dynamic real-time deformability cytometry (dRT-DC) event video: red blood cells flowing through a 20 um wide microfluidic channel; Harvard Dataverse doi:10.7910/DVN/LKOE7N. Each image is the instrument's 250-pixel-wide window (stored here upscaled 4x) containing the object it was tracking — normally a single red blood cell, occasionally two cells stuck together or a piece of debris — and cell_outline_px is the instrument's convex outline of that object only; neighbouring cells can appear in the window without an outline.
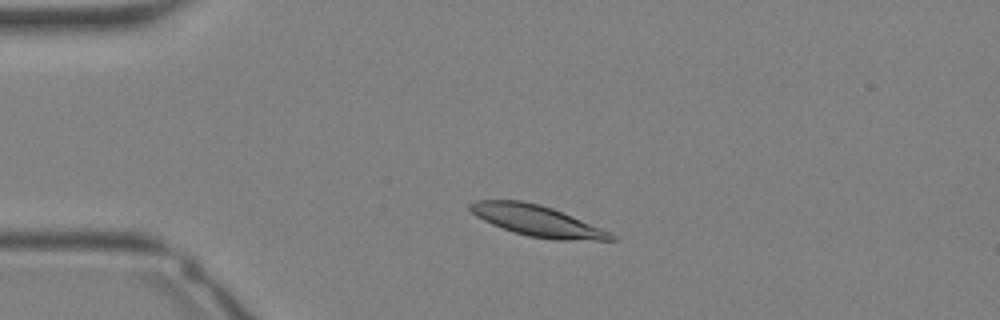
{"species": "Egyptian fruit bat (a non-hibernating species)", "species_latin": "Rousettus aegyptiacus", "temperature_condition": "warm", "stored_images_in_passage": 32, "camera_frame_rate_fps": 3000, "um_per_image_px": 0.085, "animal": {"sex": "female"}, "frame": {"image": 1, "passage_image": 5, "time_ms": 1.333, "image_size_px": [1000, 320], "cell_outline_px": [[616, 240], [556, 240], [528, 236], [512, 232], [492, 224], [476, 216], [468, 208], [468, 204], [476, 200], [520, 200], [540, 204], [552, 208], [612, 232], [616, 236]], "centroid_in_image_um": [45.66, 18.77], "position_along_channel_um": 39.3, "area_um2": 25.43}}
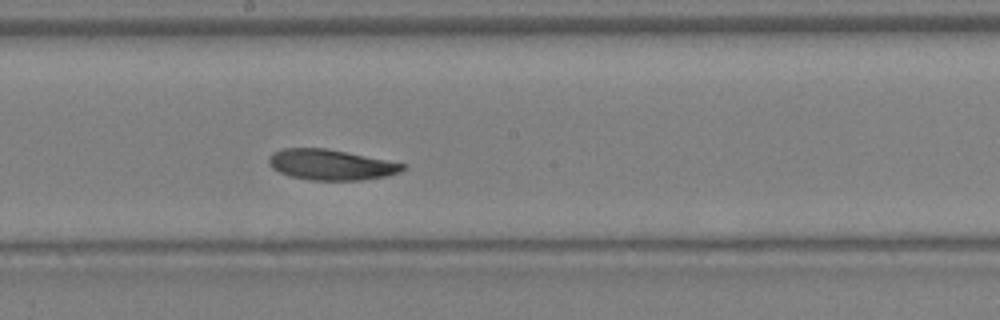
{"frame": {"image": 2, "passage_image": 16, "time_ms": 5.0, "image_size_px": [1000, 320], "cell_outline_px": [[404, 168], [400, 172], [384, 176], [360, 180], [312, 180], [288, 176], [272, 168], [268, 164], [268, 156], [272, 152], [280, 148], [328, 148], [404, 164]], "centroid_in_image_um": [28.03, 13.99], "position_along_channel_um": 220.2, "area_um2": 23.76}}
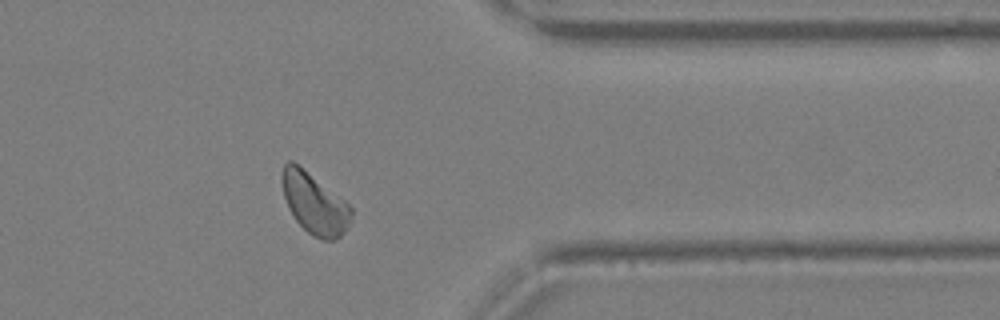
{"frame": {"image": 3, "passage_image": 25, "time_ms": 8.0, "image_size_px": [1000, 320], "cell_outline_px": [[352, 212], [348, 224], [340, 236], [336, 240], [320, 240], [308, 232], [296, 220], [288, 208], [284, 196], [280, 180], [280, 176], [284, 164], [288, 160], [292, 160], [344, 200], [352, 208]], "centroid_in_image_um": [26.69, 17.29], "position_along_channel_um": 384.7, "area_um2": 24.28}}